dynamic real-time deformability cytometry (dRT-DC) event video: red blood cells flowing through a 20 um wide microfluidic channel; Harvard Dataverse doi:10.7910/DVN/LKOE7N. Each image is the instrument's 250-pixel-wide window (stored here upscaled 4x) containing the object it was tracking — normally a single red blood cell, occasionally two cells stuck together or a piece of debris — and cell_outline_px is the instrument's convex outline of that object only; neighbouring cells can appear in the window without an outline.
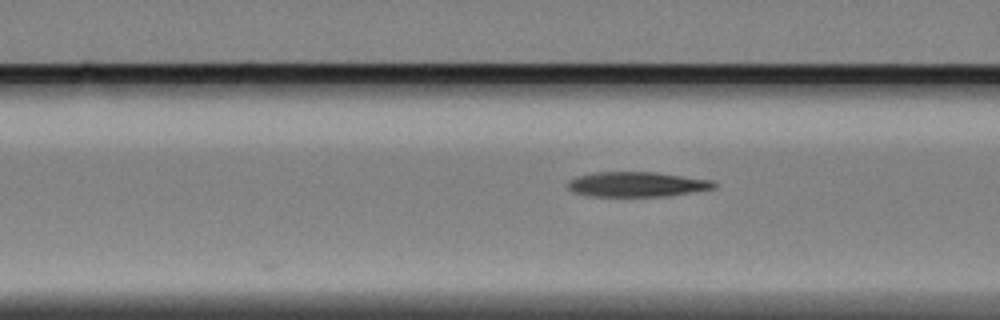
{"species": "Egyptian fruit bat (a non-hibernating species)", "species_latin": "Rousettus aegyptiacus", "temperature_condition": "cold", "stored_images_in_passage": 8, "camera_frame_rate_fps": 3000, "um_per_image_px": 0.085, "animal": {"sex": "female"}, "frame": {"image": 1, "passage_image": 8, "time_ms": 2.333, "image_size_px": [1000, 320], "cell_outline_px": [[716, 188], [668, 196], [588, 196], [576, 192], [568, 188], [568, 180], [576, 176], [592, 172], [656, 172], [712, 180], [716, 184]], "centroid_in_image_um": [54.13, 15.66], "position_along_channel_um": 112.5, "area_um2": 21.27}}